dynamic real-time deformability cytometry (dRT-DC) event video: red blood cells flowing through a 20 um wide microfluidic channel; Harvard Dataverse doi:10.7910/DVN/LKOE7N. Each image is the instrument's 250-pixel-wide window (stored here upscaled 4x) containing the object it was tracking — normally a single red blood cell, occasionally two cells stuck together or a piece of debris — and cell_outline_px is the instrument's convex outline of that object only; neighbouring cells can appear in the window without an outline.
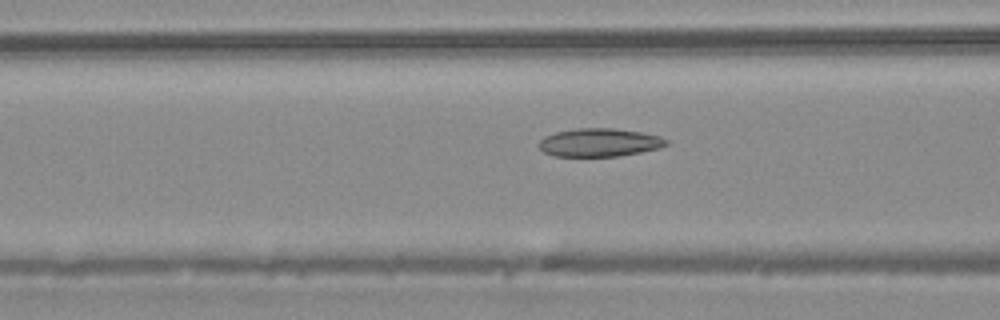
{"species": "common noctule bat (a hibernating species)", "species_latin": "Nyctalus noctula", "temperature_condition": "warm", "stored_images_in_passage": 48, "camera_frame_rate_fps": 3000, "um_per_image_px": 0.085, "animal": {"sex": "male", "body_mass_g": 20.4}, "frame": {"image": 1, "passage_image": 19, "time_ms": 6.0, "image_size_px": [1000, 320], "cell_outline_px": [[668, 144], [660, 148], [640, 152], [616, 156], [556, 156], [544, 152], [536, 144], [544, 136], [556, 132], [576, 128], [612, 128], [640, 132], [660, 136], [668, 140]], "centroid_in_image_um": [50.93, 12.11], "position_along_channel_um": 115.7, "area_um2": 20.92}}
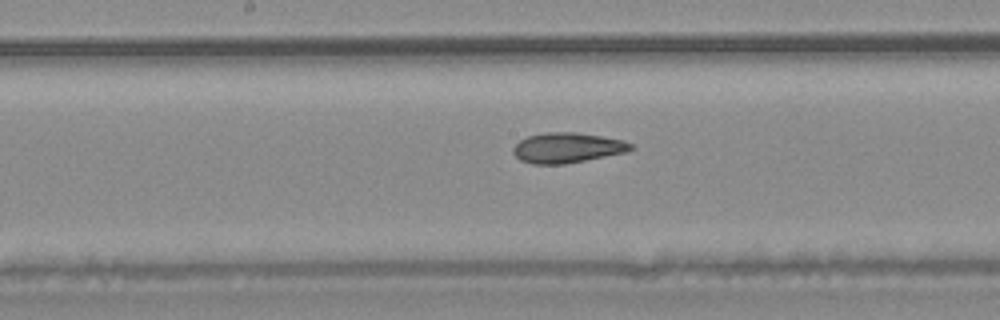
{"frame": {"image": 2, "passage_image": 25, "time_ms": 8.0, "image_size_px": [1000, 320], "cell_outline_px": [[636, 148], [628, 152], [564, 164], [532, 164], [520, 160], [512, 152], [512, 148], [520, 140], [528, 136], [544, 132], [576, 132], [624, 140], [632, 144]], "centroid_in_image_um": [48.23, 12.56], "position_along_channel_um": 200.0, "area_um2": 20.81}}
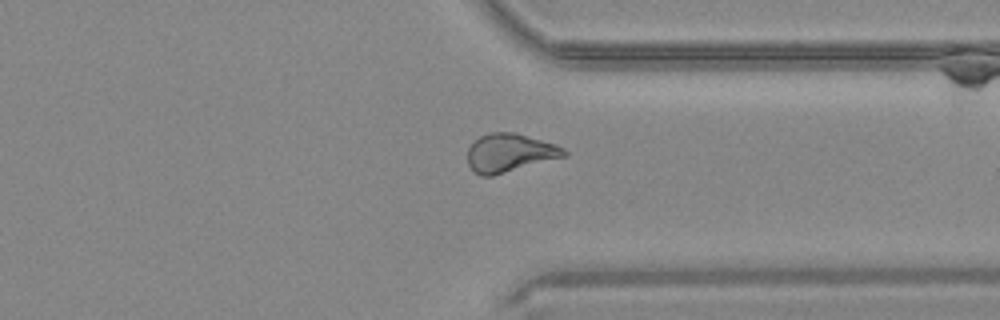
{"frame": {"image": 3, "passage_image": 37, "time_ms": 12.0, "image_size_px": [1000, 320], "cell_outline_px": [[568, 156], [492, 176], [480, 176], [468, 164], [468, 148], [480, 136], [488, 132], [516, 132], [556, 144], [564, 148], [568, 152]], "centroid_in_image_um": [43.36, 12.98], "position_along_channel_um": 368.0, "area_um2": 21.73}, "authors_computed_cell_mechanics": {"area_um2": 21.9351, "velocity_mm_per_s": 4.2049, "shape_relaxation_time_tau1_ms": null, "shape_relaxation_time_tau2_ms": 2.1883, "deformation_change_tau1": null, "deformation_change_tau2": 0.0964}}